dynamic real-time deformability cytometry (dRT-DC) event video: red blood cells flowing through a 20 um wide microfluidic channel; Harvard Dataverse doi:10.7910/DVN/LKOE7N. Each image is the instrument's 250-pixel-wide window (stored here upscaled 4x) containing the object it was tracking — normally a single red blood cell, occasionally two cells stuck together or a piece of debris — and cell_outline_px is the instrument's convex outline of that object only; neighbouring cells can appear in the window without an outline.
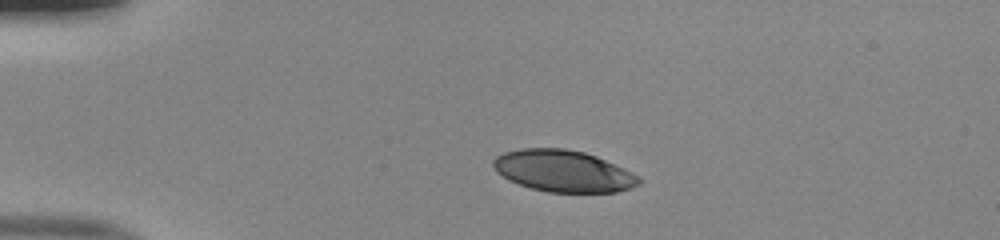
{"species": "human", "species_latin": "Homo sapiens", "temperature_condition": "room temperature", "stored_images_in_passage": 41, "camera_frame_rate_fps": 3000, "um_per_image_px": 0.085, "donor": {"sex": "male"}, "frame": {"image": 1, "passage_image": 1, "time_ms": 0.0, "image_size_px": [1000, 240], "cell_outline_px": [[644, 180], [640, 184], [632, 188], [616, 192], [548, 192], [532, 188], [508, 180], [496, 172], [492, 168], [492, 160], [496, 156], [504, 152], [520, 148], [564, 148], [584, 152], [596, 156], [624, 168], [632, 172]], "centroid_in_image_um": [47.87, 14.53], "position_along_channel_um": 37.1, "area_um2": 35.6}}
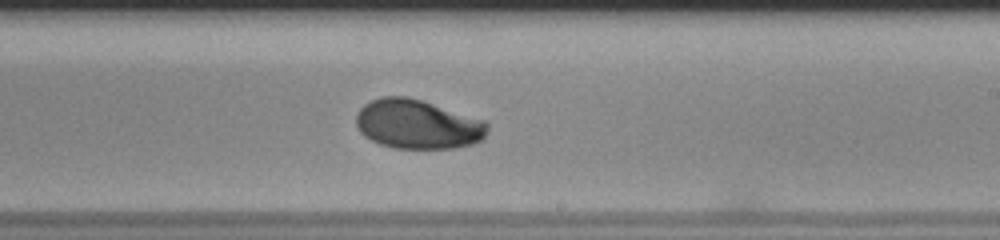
{"frame": {"image": 2, "passage_image": 21, "time_ms": 6.667, "image_size_px": [1000, 240], "cell_outline_px": [[488, 128], [484, 136], [480, 140], [472, 144], [456, 148], [392, 148], [380, 144], [364, 136], [360, 132], [356, 124], [356, 116], [360, 108], [364, 104], [372, 100], [384, 96], [408, 96], [484, 120], [488, 124]], "centroid_in_image_um": [35.47, 10.56], "position_along_channel_um": 253.5, "area_um2": 37.57}}
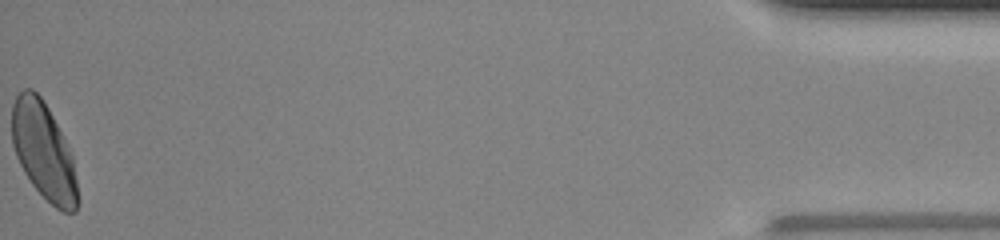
{"frame": {"image": 3, "passage_image": 41, "time_ms": 13.333, "image_size_px": [1000, 240], "cell_outline_px": [[80, 200], [76, 212], [64, 212], [56, 208], [32, 184], [24, 172], [16, 156], [12, 144], [12, 104], [16, 96], [24, 88], [32, 88], [40, 96], [48, 108], [72, 156]], "centroid_in_image_um": [3.71, 12.87], "position_along_channel_um": 431.5, "area_um2": 36.88}, "authors_computed_cell_mechanics": {"area_um2": 37.1076, "velocity_mm_per_s": 4.0064, "shape_relaxation_time_tau1_ms": 3.3516, "shape_relaxation_time_tau2_ms": 1.6014, "deformation_change_tau1": 0.1485, "deformation_change_tau2": 0.0305}}